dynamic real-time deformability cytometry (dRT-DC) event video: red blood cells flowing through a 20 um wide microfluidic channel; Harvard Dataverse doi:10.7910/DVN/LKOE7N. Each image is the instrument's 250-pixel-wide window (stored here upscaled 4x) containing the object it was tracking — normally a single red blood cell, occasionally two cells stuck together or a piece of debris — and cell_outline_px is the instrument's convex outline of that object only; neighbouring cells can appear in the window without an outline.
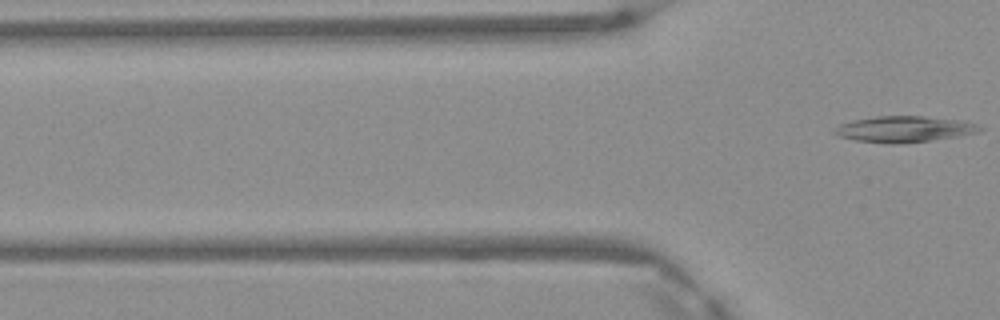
{"species": "Egyptian fruit bat (a non-hibernating species)", "species_latin": "Rousettus aegyptiacus", "temperature_condition": "warm", "stored_images_in_passage": 6, "camera_frame_rate_fps": 3000, "um_per_image_px": 0.085, "frame": {"image": 1, "passage_image": 6, "time_ms": 1.667, "image_size_px": [1000, 320], "cell_outline_px": [[984, 128], [976, 132], [956, 136], [928, 140], [896, 144], [892, 144], [856, 140], [840, 136], [832, 132], [840, 124], [852, 120], [876, 116], [924, 116], [964, 120], [980, 124]], "centroid_in_image_um": [76.88, 10.96], "position_along_channel_um": 48.9, "area_um2": 21.91}}